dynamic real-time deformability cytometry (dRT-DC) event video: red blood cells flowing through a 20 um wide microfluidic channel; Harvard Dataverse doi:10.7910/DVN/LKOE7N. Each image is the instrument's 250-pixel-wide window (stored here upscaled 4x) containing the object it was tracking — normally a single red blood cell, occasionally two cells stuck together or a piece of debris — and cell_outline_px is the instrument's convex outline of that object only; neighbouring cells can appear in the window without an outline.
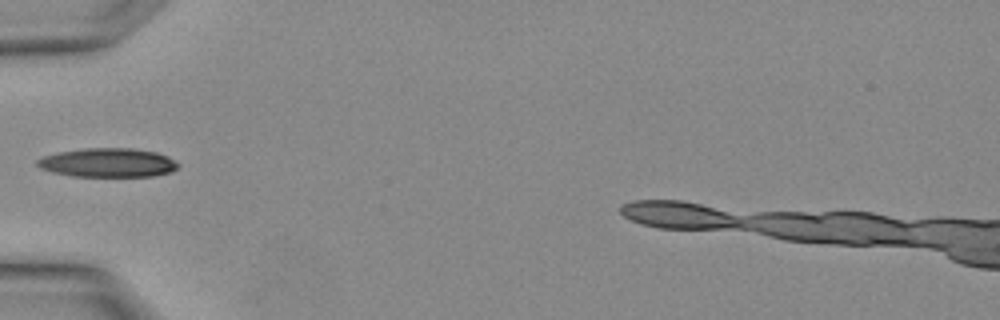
{"species": "Egyptian fruit bat (a non-hibernating species)", "species_latin": "Rousettus aegyptiacus", "temperature_condition": "warm", "stored_images_in_passage": 1, "camera_frame_rate_fps": 3000, "um_per_image_px": 0.085, "animal": {"sex": "female"}, "frame": {"image": 1, "passage_image": 1, "time_ms": 0.0, "image_size_px": [1000, 320], "cell_outline_px": [[180, 164], [172, 172], [156, 176], [72, 176], [52, 172], [40, 168], [36, 164], [36, 160], [44, 156], [56, 152], [84, 148], [132, 148], [156, 152], [168, 156]], "centroid_in_image_um": [9.17, 13.82], "position_along_channel_um": 75.8, "area_um2": 23.93}}